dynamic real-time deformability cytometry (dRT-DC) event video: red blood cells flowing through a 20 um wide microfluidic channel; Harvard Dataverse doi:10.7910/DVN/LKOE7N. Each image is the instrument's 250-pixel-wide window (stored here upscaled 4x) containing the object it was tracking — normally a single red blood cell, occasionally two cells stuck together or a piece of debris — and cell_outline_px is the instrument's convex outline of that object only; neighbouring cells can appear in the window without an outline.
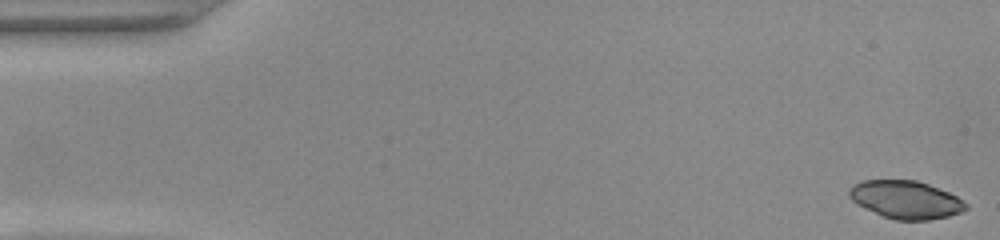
{"species": "common noctule bat (a hibernating species)", "species_latin": "Nyctalus noctula", "temperature_condition": "warm", "stored_images_in_passage": 51, "camera_frame_rate_fps": 3000, "um_per_image_px": 0.085, "animal": {"sex": "female", "body_mass_g": 22.0, "forearm_length_mm": 56.7}, "frame": {"image": 1, "passage_image": 1, "time_ms": 0.0, "image_size_px": [1000, 240], "cell_outline_px": [[968, 208], [960, 212], [948, 216], [928, 220], [896, 220], [884, 216], [864, 208], [856, 204], [848, 196], [848, 188], [852, 184], [860, 180], [916, 180], [928, 184], [948, 192], [956, 196], [968, 204]], "centroid_in_image_um": [76.95, 16.96], "position_along_channel_um": 8.1, "area_um2": 25.84}}
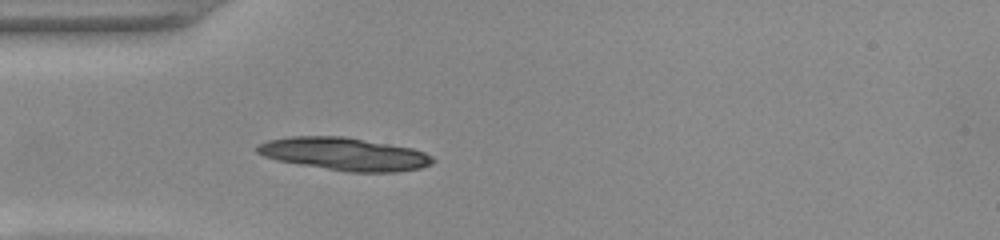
{"frame": {"image": 2, "passage_image": 15, "time_ms": 4.667, "image_size_px": [1000, 240], "cell_outline_px": [[436, 160], [432, 164], [420, 168], [396, 172], [348, 172], [276, 160], [264, 156], [256, 152], [256, 144], [268, 140], [292, 136], [344, 136], [412, 148], [424, 152], [432, 156]], "centroid_in_image_um": [29.28, 13.09], "position_along_channel_um": 55.7, "area_um2": 33.58}}
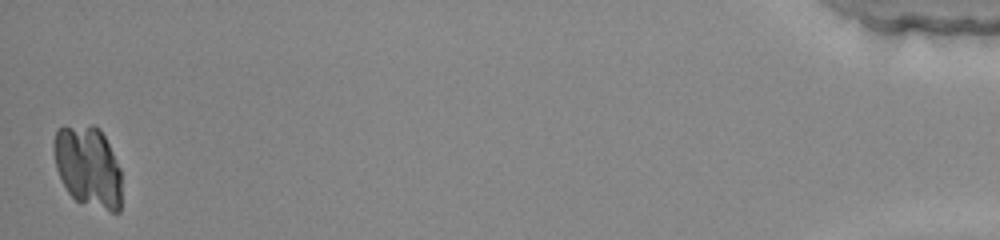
{"frame": {"image": 3, "passage_image": 51, "time_ms": 16.667, "image_size_px": [1000, 240], "cell_outline_px": [[120, 212], [112, 212], [76, 200], [68, 192], [56, 168], [52, 148], [52, 144], [56, 132], [64, 124], [92, 124], [100, 128], [120, 168]], "centroid_in_image_um": [7.45, 14.1], "position_along_channel_um": 427.7, "area_um2": 32.19}}